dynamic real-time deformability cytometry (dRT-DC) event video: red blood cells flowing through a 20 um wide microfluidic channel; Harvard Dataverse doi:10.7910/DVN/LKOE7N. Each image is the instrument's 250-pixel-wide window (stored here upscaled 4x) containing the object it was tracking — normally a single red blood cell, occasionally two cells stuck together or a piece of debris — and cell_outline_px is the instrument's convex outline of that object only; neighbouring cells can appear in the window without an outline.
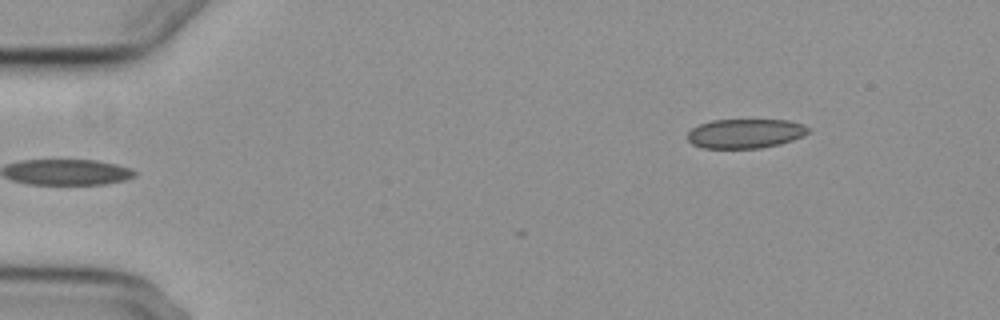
{"species": "common noctule bat (a hibernating species)", "species_latin": "Nyctalus noctula", "temperature_condition": "cold", "stored_images_in_passage": 5, "segment_of_instrument_passage": [2, 2], "camera_frame_rate_fps": 3000, "um_per_image_px": 0.085, "animal": {"sex": "female", "body_mass_g": 29.2, "forearm_length_mm": 56.3}, "frame": {"image": 1, "passage_image": 5, "time_ms": 5.667, "image_size_px": [1000, 320], "cell_outline_px": [[808, 132], [804, 136], [780, 144], [760, 148], [704, 148], [692, 144], [688, 140], [688, 132], [692, 128], [700, 124], [712, 120], [788, 120], [804, 124], [808, 128]], "centroid_in_image_um": [63.35, 11.35], "position_along_channel_um": 21.6, "area_um2": 20.63}}